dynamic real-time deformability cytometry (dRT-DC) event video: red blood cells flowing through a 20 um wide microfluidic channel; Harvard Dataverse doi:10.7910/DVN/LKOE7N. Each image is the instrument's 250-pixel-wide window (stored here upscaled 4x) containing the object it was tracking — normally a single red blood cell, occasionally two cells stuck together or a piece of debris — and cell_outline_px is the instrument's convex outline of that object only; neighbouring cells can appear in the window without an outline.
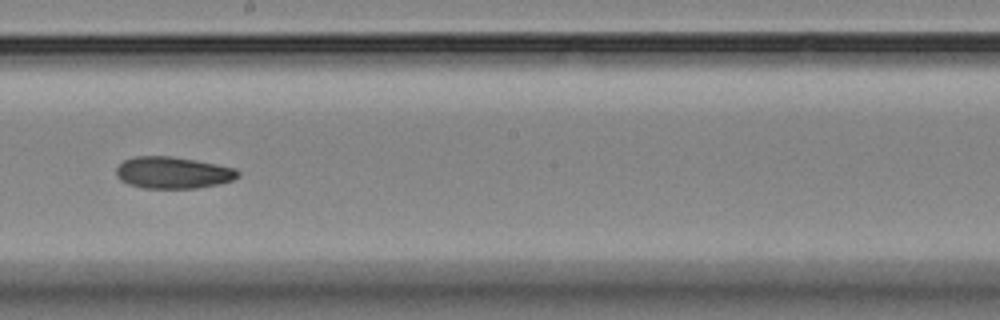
{"species": "Egyptian fruit bat (a non-hibernating species)", "species_latin": "Rousettus aegyptiacus", "temperature_condition": "room temperature", "stored_images_in_passage": 16, "camera_frame_rate_fps": 3000, "um_per_image_px": 0.085, "animal": {"sex": "female"}, "frame": {"image": 1, "passage_image": 10, "time_ms": 10.333, "image_size_px": [1000, 320], "cell_outline_px": [[240, 176], [232, 180], [220, 184], [196, 188], [144, 188], [128, 184], [120, 180], [116, 176], [116, 168], [124, 160], [136, 156], [168, 156], [216, 164], [236, 168], [240, 172]], "centroid_in_image_um": [14.7, 14.68], "position_along_channel_um": 233.5, "area_um2": 22.48}}
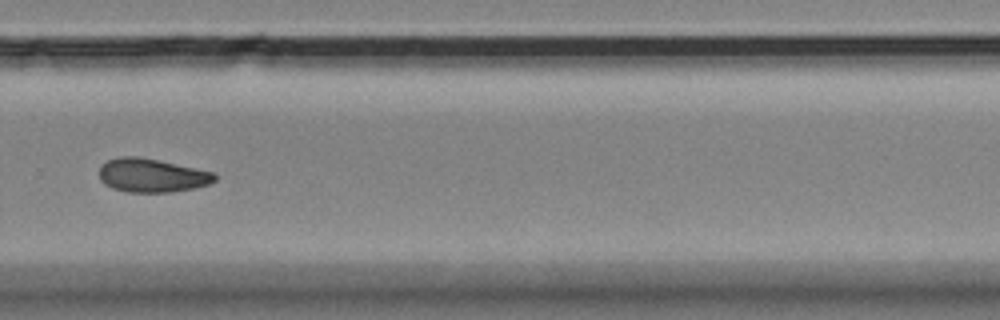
{"frame": {"image": 2, "passage_image": 12, "time_ms": 12.667, "image_size_px": [1000, 320], "cell_outline_px": [[216, 180], [208, 184], [192, 188], [172, 192], [128, 192], [112, 188], [104, 184], [100, 180], [100, 164], [108, 160], [120, 156], [136, 156], [156, 160], [212, 172], [216, 176]], "centroid_in_image_um": [12.85, 14.91], "position_along_channel_um": 317.0, "area_um2": 22.37}}
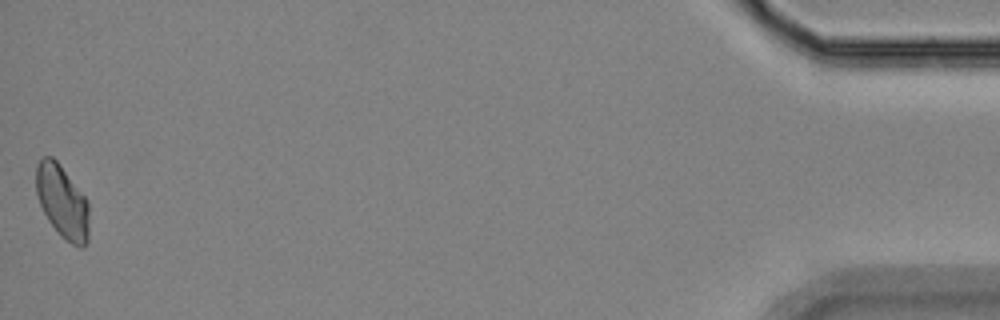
{"frame": {"image": 3, "passage_image": 16, "time_ms": 18.333, "image_size_px": [1000, 320], "cell_outline_px": [[88, 240], [84, 248], [80, 248], [72, 244], [60, 236], [48, 220], [40, 204], [36, 192], [36, 164], [44, 156], [52, 156], [56, 160], [88, 200]], "centroid_in_image_um": [5.3, 17.16], "position_along_channel_um": 429.9, "area_um2": 22.54}}